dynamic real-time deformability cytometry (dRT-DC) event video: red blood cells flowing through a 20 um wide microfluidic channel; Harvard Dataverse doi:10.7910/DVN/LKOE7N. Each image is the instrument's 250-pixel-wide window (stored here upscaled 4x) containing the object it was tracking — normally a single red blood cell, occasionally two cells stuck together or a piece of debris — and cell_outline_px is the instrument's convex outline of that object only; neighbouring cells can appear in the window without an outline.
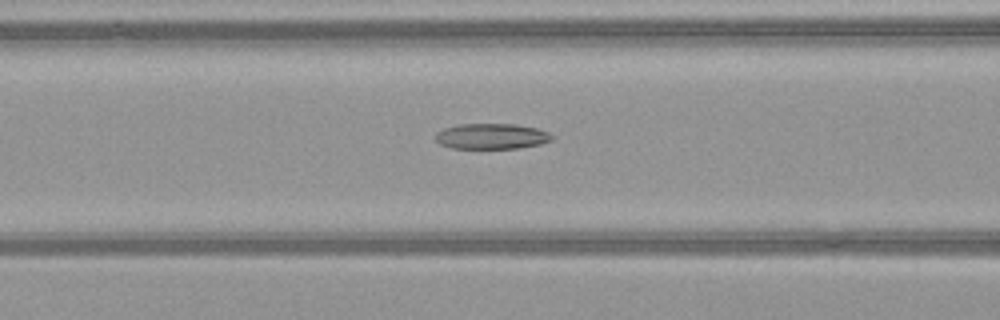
{"species": "common noctule bat (a hibernating species)", "species_latin": "Nyctalus noctula", "temperature_condition": "warm", "stored_images_in_passage": 51, "camera_frame_rate_fps": 3000, "um_per_image_px": 0.085, "animal": {"sex": "female", "body_mass_g": 21.9}, "frame": {"image": 1, "passage_image": 22, "time_ms": 7.0, "image_size_px": [1000, 320], "cell_outline_px": [[552, 140], [540, 144], [520, 148], [452, 148], [440, 144], [436, 140], [436, 132], [444, 128], [460, 124], [516, 124], [536, 128], [548, 132], [552, 136]], "centroid_in_image_um": [41.78, 11.58], "position_along_channel_um": 124.8, "area_um2": 17.28}}
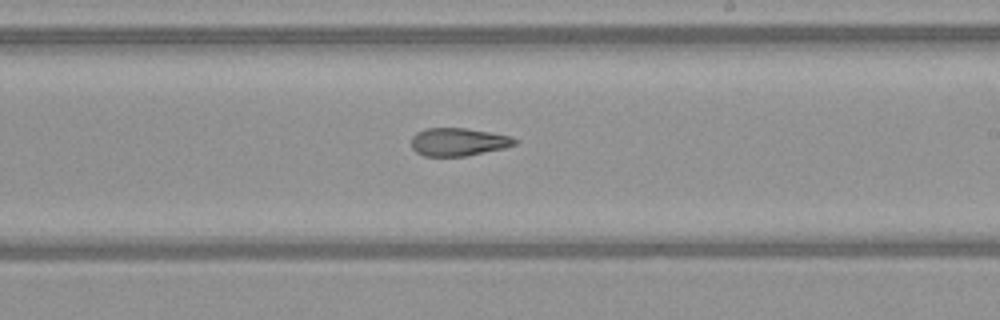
{"frame": {"image": 2, "passage_image": 31, "time_ms": 10.0, "image_size_px": [1000, 320], "cell_outline_px": [[520, 140], [516, 144], [504, 148], [468, 156], [424, 156], [416, 152], [412, 148], [412, 136], [416, 132], [424, 128], [468, 128], [492, 132], [512, 136]], "centroid_in_image_um": [38.99, 12.05], "position_along_channel_um": 250.0, "area_um2": 17.17}}
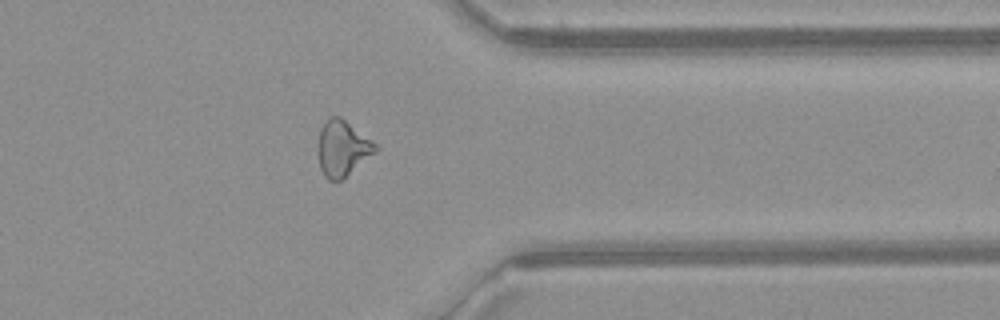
{"frame": {"image": 3, "passage_image": 41, "time_ms": 13.333, "image_size_px": [1000, 320], "cell_outline_px": [[380, 148], [376, 152], [340, 180], [328, 180], [324, 176], [320, 168], [320, 128], [332, 116], [340, 116], [372, 140]], "centroid_in_image_um": [29.15, 12.6], "position_along_channel_um": 382.3, "area_um2": 18.03}, "authors_computed_cell_mechanics": {"area_um2": 18.6116, "velocity_mm_per_s": 4.1605, "shape_relaxation_time_tau1_ms": 9.0613, "shape_relaxation_time_tau2_ms": 2.4676, "deformation_change_tau1": 0.2196, "deformation_change_tau2": 0.1154}}